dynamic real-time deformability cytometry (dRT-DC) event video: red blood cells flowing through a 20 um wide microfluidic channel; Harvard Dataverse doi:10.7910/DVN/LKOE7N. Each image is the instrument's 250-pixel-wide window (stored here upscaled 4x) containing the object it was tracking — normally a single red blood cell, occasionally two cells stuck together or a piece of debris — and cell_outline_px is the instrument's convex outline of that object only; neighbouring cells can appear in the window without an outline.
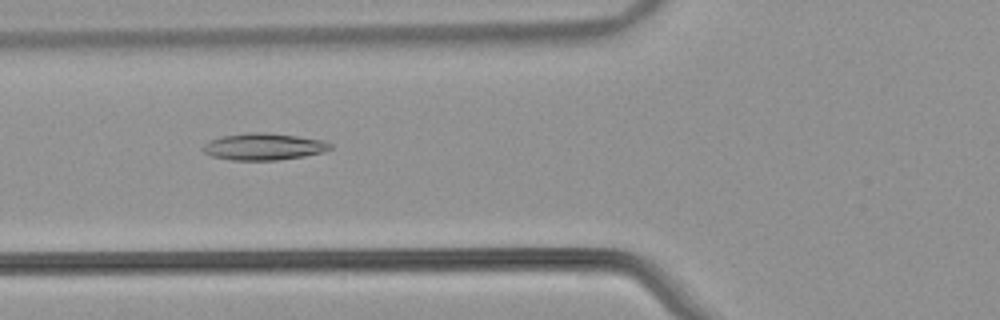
{"species": "common noctule bat (a hibernating species)", "species_latin": "Nyctalus noctula", "temperature_condition": "warm", "stored_images_in_passage": 54, "camera_frame_rate_fps": 3000, "um_per_image_px": 0.085, "animal": {"sex": "male", "body_mass_g": 21.5, "forearm_length_mm": 52.0}, "frame": {"image": 1, "passage_image": 21, "time_ms": 6.667, "image_size_px": [1000, 320], "cell_outline_px": [[332, 148], [324, 152], [304, 156], [276, 160], [232, 160], [212, 156], [204, 152], [200, 148], [208, 140], [220, 136], [248, 132], [268, 132], [328, 140], [332, 144]], "centroid_in_image_um": [22.43, 12.45], "position_along_channel_um": 103.4, "area_um2": 20.29}}
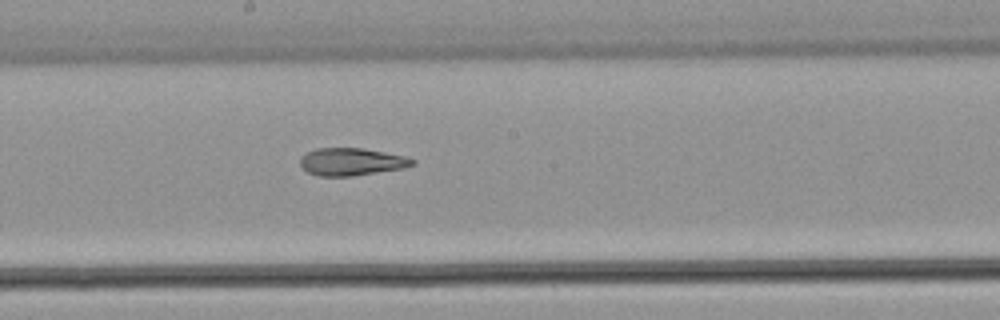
{"frame": {"image": 2, "passage_image": 30, "time_ms": 9.667, "image_size_px": [1000, 320], "cell_outline_px": [[416, 164], [404, 168], [352, 176], [320, 176], [308, 172], [300, 168], [300, 156], [316, 148], [364, 148], [404, 156], [416, 160]], "centroid_in_image_um": [29.86, 13.75], "position_along_channel_um": 218.3, "area_um2": 18.09}}
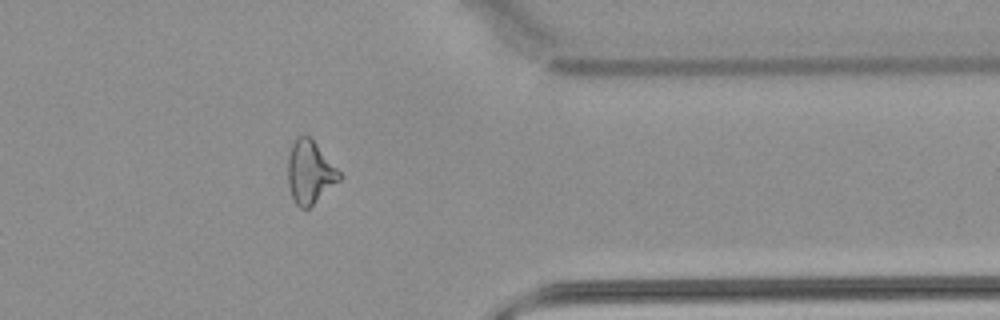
{"frame": {"image": 3, "passage_image": 44, "time_ms": 14.333, "image_size_px": [1000, 320], "cell_outline_px": [[344, 176], [340, 180], [308, 208], [300, 208], [296, 204], [292, 196], [288, 184], [288, 156], [292, 144], [296, 136], [304, 132], [316, 144]], "centroid_in_image_um": [26.33, 14.61], "position_along_channel_um": 385.1, "area_um2": 18.79}, "authors_computed_cell_mechanics": {"area_um2": 20.2589, "velocity_mm_per_s": 3.8267, "shape_relaxation_time_tau1_ms": null, "shape_relaxation_time_tau2_ms": 4.2248, "deformation_change_tau1": null, "deformation_change_tau2": 0.1355}}